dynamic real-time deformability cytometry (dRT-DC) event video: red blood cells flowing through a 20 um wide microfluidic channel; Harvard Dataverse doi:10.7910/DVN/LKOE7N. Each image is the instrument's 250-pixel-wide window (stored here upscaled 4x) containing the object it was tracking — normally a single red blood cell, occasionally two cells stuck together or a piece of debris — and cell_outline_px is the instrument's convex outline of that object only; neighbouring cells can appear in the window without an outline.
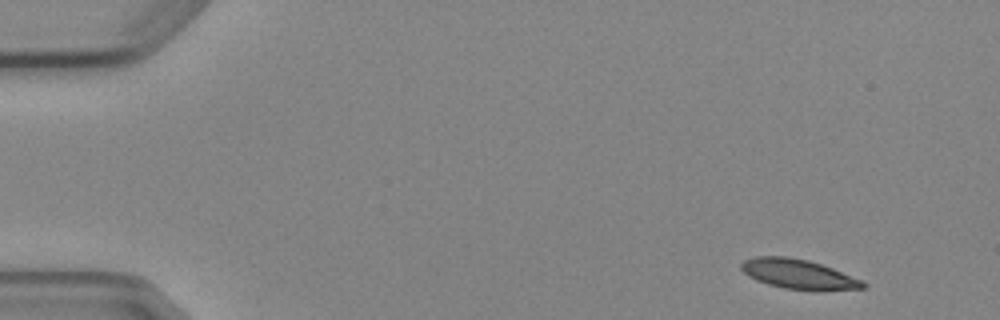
{"species": "Egyptian fruit bat (a non-hibernating species)", "species_latin": "Rousettus aegyptiacus", "temperature_condition": "cold", "stored_images_in_passage": 4, "camera_frame_rate_fps": 3000, "um_per_image_px": 0.085, "animal": {"sex": "female"}, "frame": {"image": 1, "passage_image": 1, "time_ms": 0.0, "image_size_px": [1000, 320], "cell_outline_px": [[868, 288], [784, 288], [768, 284], [756, 280], [744, 272], [740, 268], [740, 264], [744, 260], [756, 256], [788, 256], [808, 260], [832, 268], [860, 280], [868, 284]], "centroid_in_image_um": [67.77, 23.25], "position_along_channel_um": 17.2, "area_um2": 20.11}}
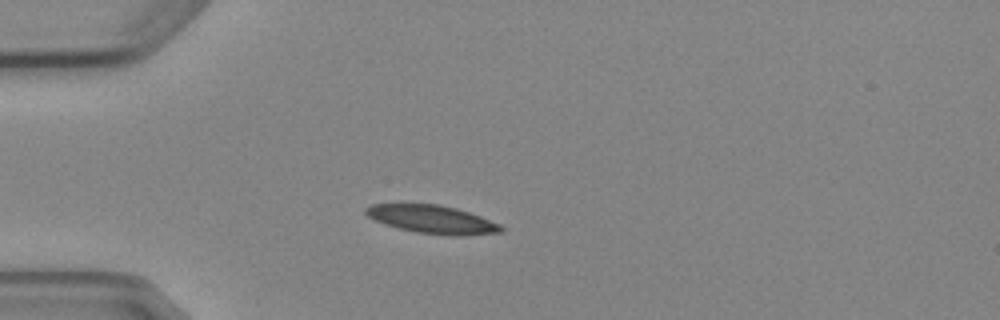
{"frame": {"image": 2, "passage_image": 4, "time_ms": 3.333, "image_size_px": [1000, 320], "cell_outline_px": [[504, 228], [500, 232], [460, 236], [456, 236], [416, 232], [384, 224], [368, 216], [364, 212], [364, 208], [372, 204], [400, 200], [440, 204], [456, 208], [480, 216], [500, 224]], "centroid_in_image_um": [36.63, 18.58], "position_along_channel_um": 48.4, "area_um2": 23.0}}